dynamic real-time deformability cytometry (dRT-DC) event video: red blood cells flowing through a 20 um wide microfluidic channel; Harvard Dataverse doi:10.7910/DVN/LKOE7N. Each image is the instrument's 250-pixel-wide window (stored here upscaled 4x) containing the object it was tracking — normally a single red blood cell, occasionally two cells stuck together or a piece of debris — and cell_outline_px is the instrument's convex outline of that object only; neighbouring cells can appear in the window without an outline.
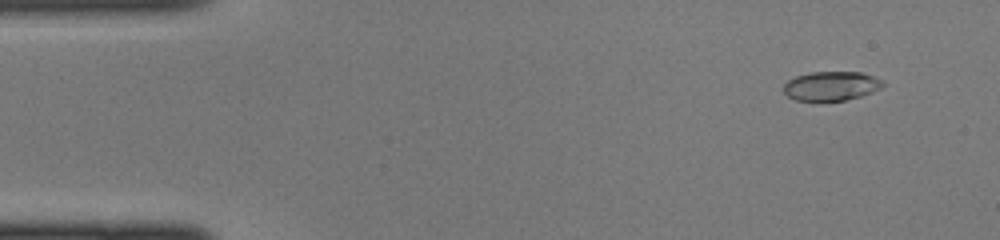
{"species": "common noctule bat (a hibernating species)", "species_latin": "Nyctalus noctula", "temperature_condition": "cold", "stored_images_in_passage": 9, "camera_frame_rate_fps": 3000, "um_per_image_px": 0.085, "animal": {"sex": "female", "body_mass_g": 22.0, "forearm_length_mm": 56.7}, "frame": {"image": 1, "passage_image": 4, "time_ms": 1.0, "image_size_px": [1000, 240], "cell_outline_px": [[884, 84], [880, 88], [872, 92], [860, 96], [844, 100], [796, 100], [788, 96], [784, 92], [784, 84], [788, 80], [796, 76], [808, 72], [860, 72], [884, 80]], "centroid_in_image_um": [70.65, 7.29], "position_along_channel_um": 14.3, "area_um2": 16.7}}